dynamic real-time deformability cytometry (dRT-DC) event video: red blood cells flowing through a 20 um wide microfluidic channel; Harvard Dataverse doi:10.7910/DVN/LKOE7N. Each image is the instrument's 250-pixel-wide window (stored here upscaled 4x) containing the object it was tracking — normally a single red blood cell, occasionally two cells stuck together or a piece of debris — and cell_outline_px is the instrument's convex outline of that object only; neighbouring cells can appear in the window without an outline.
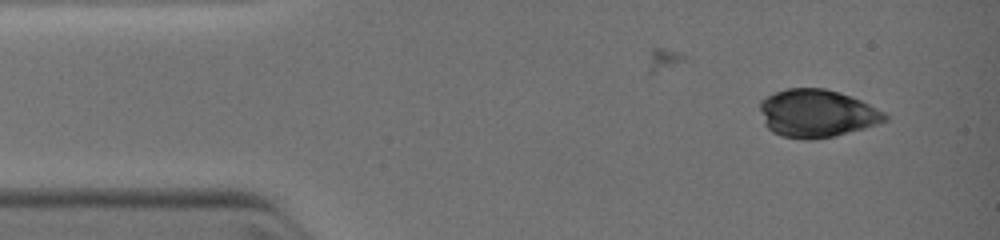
{"species": "common noctule bat (a hibernating species)", "species_latin": "Nyctalus noctula", "temperature_condition": "warm", "stored_images_in_passage": 2, "camera_frame_rate_fps": 3000, "um_per_image_px": 0.085, "animal": {"sex": "female", "body_mass_g": 19.0, "forearm_length_mm": 51.5}, "frame": {"image": 1, "passage_image": 2, "time_ms": 1.0, "image_size_px": [1000, 240], "cell_outline_px": [[888, 120], [864, 128], [832, 136], [784, 136], [772, 132], [764, 124], [760, 108], [760, 100], [776, 92], [788, 88], [824, 88], [840, 92], [860, 100], [884, 112], [888, 116]], "centroid_in_image_um": [69.43, 9.59], "position_along_channel_um": 15.6, "area_um2": 33.81}}